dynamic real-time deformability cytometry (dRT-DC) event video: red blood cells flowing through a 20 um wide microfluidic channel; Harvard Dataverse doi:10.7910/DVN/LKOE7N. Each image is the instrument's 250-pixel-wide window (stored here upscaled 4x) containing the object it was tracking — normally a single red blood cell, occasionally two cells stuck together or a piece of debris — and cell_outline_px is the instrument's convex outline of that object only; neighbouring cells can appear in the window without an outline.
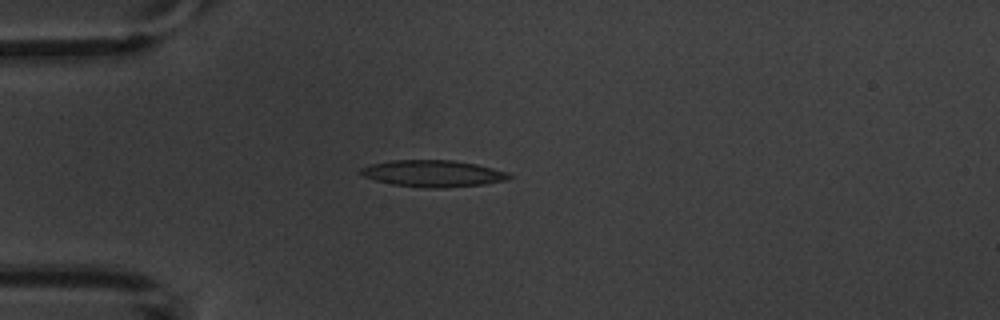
{"species": "common noctule bat (a hibernating species)", "species_latin": "Nyctalus noctula", "temperature_condition": "warm", "stored_images_in_passage": 1, "camera_frame_rate_fps": 3000, "um_per_image_px": 0.085, "animal": {"sex": "male", "body_mass_g": 20.1, "forearm_length_mm": 53.5}, "frame": {"image": 1, "passage_image": 1, "time_ms": 0.0, "image_size_px": [1000, 320], "cell_outline_px": [[512, 176], [508, 180], [484, 184], [444, 188], [432, 188], [392, 184], [376, 180], [364, 176], [356, 172], [360, 168], [372, 164], [392, 160], [452, 160], [476, 164], [508, 172]], "centroid_in_image_um": [36.81, 14.74], "position_along_channel_um": 48.2, "area_um2": 23.0}}